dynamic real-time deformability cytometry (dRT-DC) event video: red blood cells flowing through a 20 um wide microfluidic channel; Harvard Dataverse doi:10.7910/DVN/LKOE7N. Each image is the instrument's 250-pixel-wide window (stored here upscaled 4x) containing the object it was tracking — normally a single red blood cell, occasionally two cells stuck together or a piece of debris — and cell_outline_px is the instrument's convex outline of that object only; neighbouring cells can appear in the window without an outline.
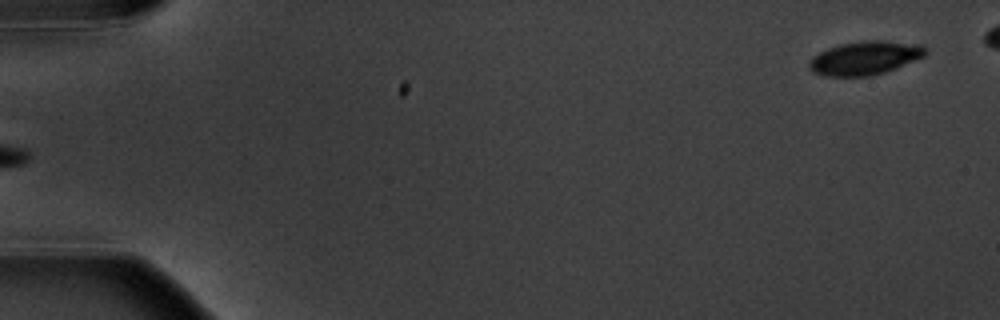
{"species": "common noctule bat (a hibernating species)", "species_latin": "Nyctalus noctula", "temperature_condition": "warm", "stored_images_in_passage": 7, "segment_of_instrument_passage": [2, 2], "camera_frame_rate_fps": 3000, "um_per_image_px": 0.085, "animal": {"sex": "male", "body_mass_g": 20.1, "forearm_length_mm": 53.5}, "frame": {"image": 1, "passage_image": 7, "time_ms": 7.0, "image_size_px": [1000, 320], "cell_outline_px": [[928, 52], [924, 56], [896, 68], [884, 72], [868, 76], [824, 76], [812, 72], [808, 68], [808, 60], [812, 56], [828, 48], [840, 44], [860, 40], [880, 40], [924, 44]], "centroid_in_image_um": [73.51, 4.91], "position_along_channel_um": 11.5, "area_um2": 23.06}}